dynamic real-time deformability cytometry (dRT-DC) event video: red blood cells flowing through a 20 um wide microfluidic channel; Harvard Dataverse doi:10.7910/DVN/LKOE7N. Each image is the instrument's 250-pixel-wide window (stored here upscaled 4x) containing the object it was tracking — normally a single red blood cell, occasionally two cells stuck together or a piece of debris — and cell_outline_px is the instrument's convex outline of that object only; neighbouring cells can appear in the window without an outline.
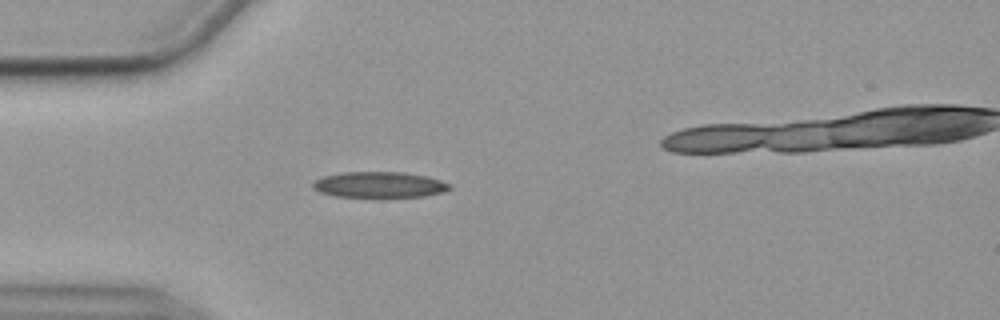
{"species": "common noctule bat (a hibernating species)", "species_latin": "Nyctalus noctula", "temperature_condition": "cold", "stored_images_in_passage": 35, "camera_frame_rate_fps": 3000, "um_per_image_px": 0.085, "animal": {"sex": "female", "body_mass_g": 19.9}, "frame": {"image": 1, "passage_image": 1, "time_ms": 0.0, "image_size_px": [1000, 320], "cell_outline_px": [[452, 188], [444, 192], [424, 196], [336, 196], [320, 192], [312, 188], [312, 184], [316, 180], [324, 176], [344, 172], [404, 172], [428, 176], [452, 184]], "centroid_in_image_um": [32.29, 15.68], "position_along_channel_um": 52.7, "area_um2": 20.4}}
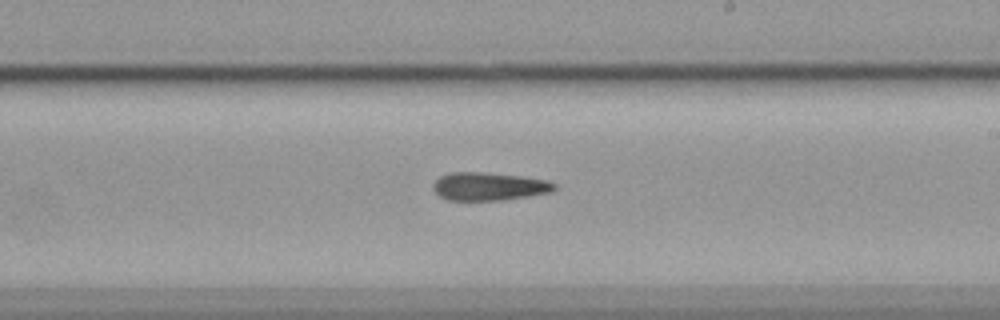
{"frame": {"image": 2, "passage_image": 18, "time_ms": 5.667, "image_size_px": [1000, 320], "cell_outline_px": [[556, 188], [552, 192], [504, 200], [448, 200], [440, 196], [432, 188], [432, 184], [440, 176], [452, 172], [480, 172], [520, 176], [548, 180], [556, 184]], "centroid_in_image_um": [41.57, 15.84], "position_along_channel_um": 247.4, "area_um2": 19.83}}
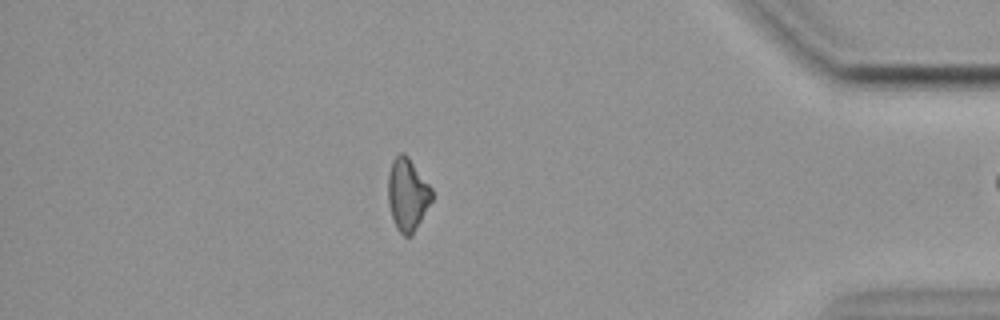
{"frame": {"image": 3, "passage_image": 34, "time_ms": 11.0, "image_size_px": [1000, 320], "cell_outline_px": [[432, 200], [412, 236], [404, 236], [396, 228], [388, 204], [388, 172], [392, 160], [400, 152], [404, 152], [408, 156], [432, 188]], "centroid_in_image_um": [34.62, 16.52], "position_along_channel_um": 400.6, "area_um2": 18.55}}